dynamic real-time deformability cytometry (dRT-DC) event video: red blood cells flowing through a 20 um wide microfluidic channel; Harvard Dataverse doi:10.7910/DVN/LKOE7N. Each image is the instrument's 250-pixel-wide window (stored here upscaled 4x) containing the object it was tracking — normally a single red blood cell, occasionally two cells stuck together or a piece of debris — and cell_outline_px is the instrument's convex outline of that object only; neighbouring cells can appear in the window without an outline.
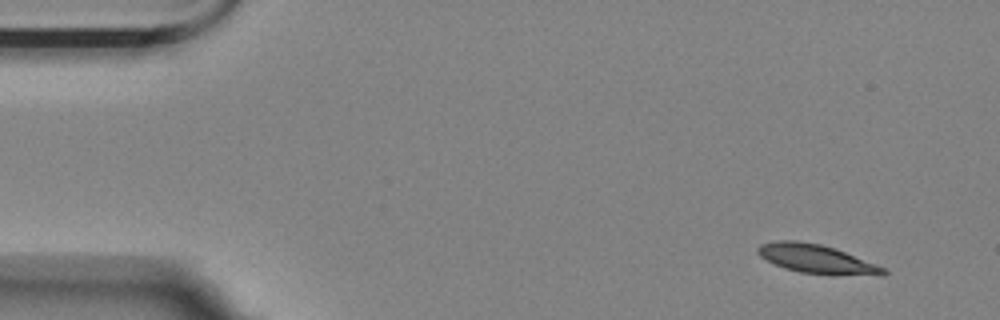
{"species": "Egyptian fruit bat (a non-hibernating species)", "species_latin": "Rousettus aegyptiacus", "temperature_condition": "room temperature", "stored_images_in_passage": 6, "camera_frame_rate_fps": 3000, "um_per_image_px": 0.085, "animal": {"sex": "female"}, "frame": {"image": 1, "passage_image": 1, "time_ms": 0.0, "image_size_px": [1000, 320], "cell_outline_px": [[888, 272], [884, 276], [832, 276], [800, 272], [784, 268], [760, 256], [756, 252], [756, 248], [760, 244], [776, 240], [796, 240], [820, 244], [844, 252], [888, 268]], "centroid_in_image_um": [69.48, 22.05], "position_along_channel_um": 15.5, "area_um2": 21.56}}
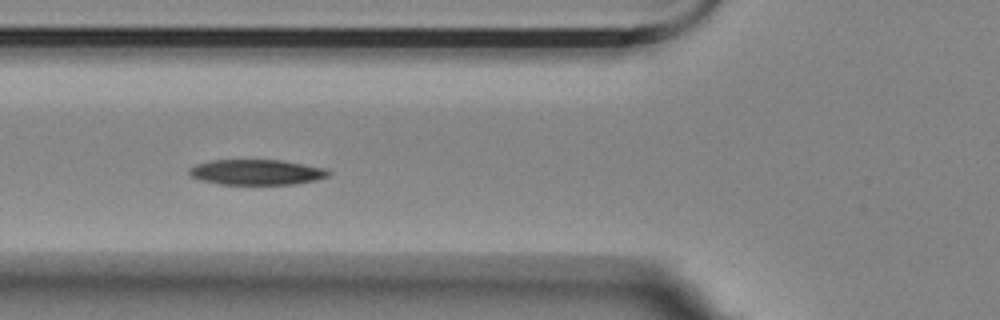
{"frame": {"image": 2, "passage_image": 5, "time_ms": 1.333, "image_size_px": [1000, 320], "cell_outline_px": [[332, 172], [328, 176], [316, 180], [296, 184], [220, 184], [200, 180], [192, 176], [188, 172], [188, 168], [196, 164], [208, 160], [280, 160], [328, 168]], "centroid_in_image_um": [21.82, 14.63], "position_along_channel_um": 104.0, "area_um2": 20.75}}
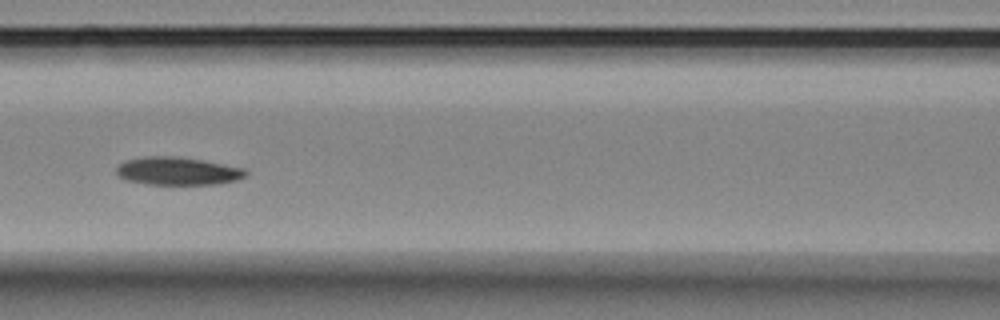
{"frame": {"image": 3, "passage_image": 6, "time_ms": 1.667, "image_size_px": [1000, 320], "cell_outline_px": [[248, 176], [236, 180], [216, 184], [144, 184], [124, 180], [116, 172], [116, 168], [120, 164], [128, 160], [144, 156], [176, 156], [224, 164], [244, 168], [248, 172]], "centroid_in_image_um": [15.11, 14.54], "position_along_channel_um": 151.5, "area_um2": 21.04}}